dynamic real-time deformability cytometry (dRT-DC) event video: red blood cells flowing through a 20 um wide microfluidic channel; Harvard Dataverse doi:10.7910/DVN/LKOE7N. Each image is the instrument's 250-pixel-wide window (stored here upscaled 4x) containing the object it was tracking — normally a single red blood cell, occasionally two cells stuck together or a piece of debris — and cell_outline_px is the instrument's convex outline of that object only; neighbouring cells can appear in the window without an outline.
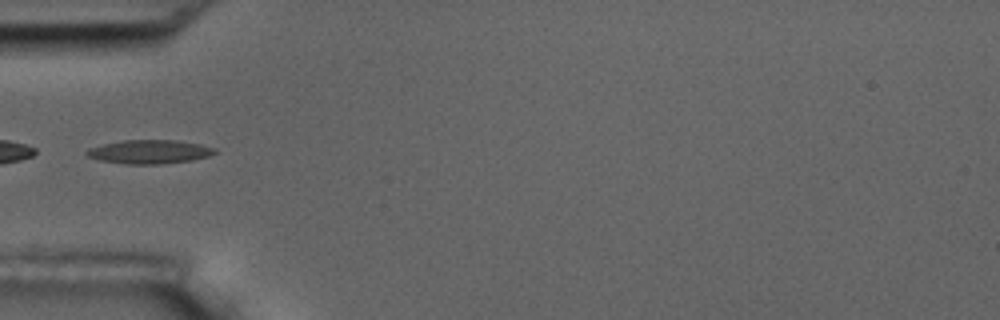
{"species": "common noctule bat (a hibernating species)", "species_latin": "Nyctalus noctula", "temperature_condition": "room temperature", "stored_images_in_passage": 7, "segment_of_instrument_passage": [2, 2], "camera_frame_rate_fps": 3000, "um_per_image_px": 0.085, "animal": {"sex": "male", "body_mass_g": 17.5, "forearm_length_mm": 52.3}, "frame": {"image": 1, "passage_image": 5, "time_ms": 4.667, "image_size_px": [1000, 320], "cell_outline_px": [[216, 152], [208, 156], [192, 160], [160, 164], [124, 164], [100, 160], [88, 156], [84, 152], [88, 148], [104, 144], [124, 140], [176, 140], [200, 144], [216, 148]], "centroid_in_image_um": [12.7, 12.9], "position_along_channel_um": 72.3, "area_um2": 17.69}}